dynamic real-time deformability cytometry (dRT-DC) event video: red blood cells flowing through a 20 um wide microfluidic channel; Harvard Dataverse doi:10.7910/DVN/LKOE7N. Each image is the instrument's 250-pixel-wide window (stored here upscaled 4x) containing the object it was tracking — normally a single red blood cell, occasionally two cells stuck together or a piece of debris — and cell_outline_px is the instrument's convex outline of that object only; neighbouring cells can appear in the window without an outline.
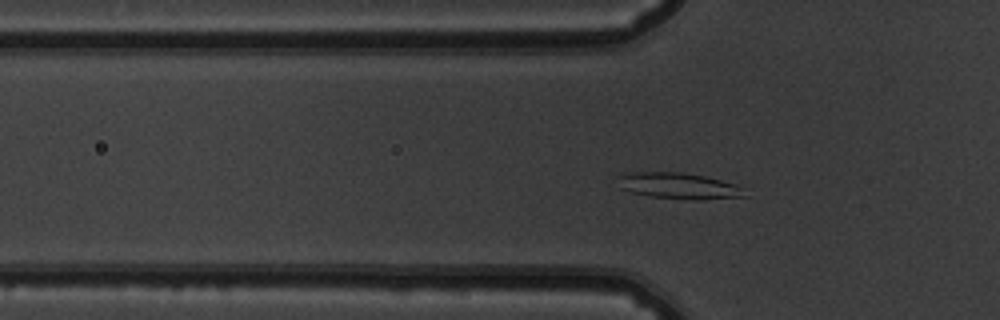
{"species": "common noctule bat (a hibernating species)", "species_latin": "Nyctalus noctula", "temperature_condition": "warm", "stored_images_in_passage": 51, "camera_frame_rate_fps": 3000, "um_per_image_px": 0.085, "animal": {"sex": "male", "body_mass_g": 19.5, "forearm_length_mm": 54.6}, "frame": {"image": 1, "passage_image": 14, "time_ms": 4.333, "image_size_px": [1000, 320], "cell_outline_px": [[752, 196], [700, 200], [696, 200], [648, 196], [632, 192], [620, 188], [616, 176], [624, 172], [684, 172], [704, 176], [736, 184]], "centroid_in_image_um": [57.7, 15.8], "position_along_channel_um": 68.1, "area_um2": 19.65}}
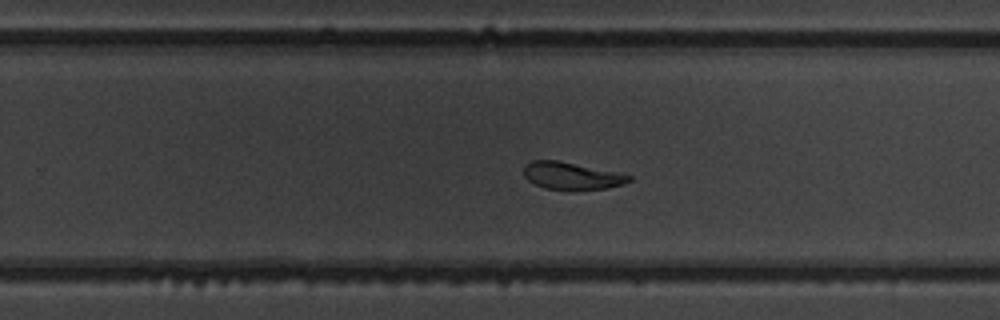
{"frame": {"image": 2, "passage_image": 31, "time_ms": 10.0, "image_size_px": [1000, 320], "cell_outline_px": [[632, 180], [624, 184], [608, 188], [544, 188], [528, 180], [524, 176], [524, 164], [532, 160], [556, 160], [624, 172], [632, 176]], "centroid_in_image_um": [48.65, 14.9], "position_along_channel_um": 281.2, "area_um2": 16.65}}
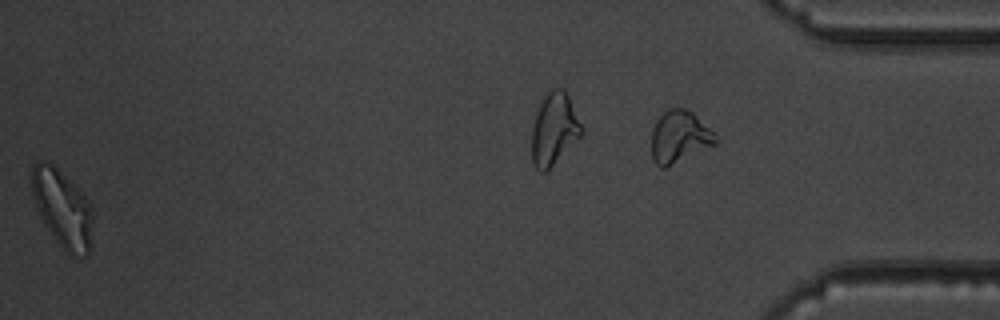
{"frame": {"image": 3, "passage_image": 50, "time_ms": 16.333, "image_size_px": [1000, 320], "cell_outline_px": [[92, 216], [88, 252], [84, 256], [72, 256], [56, 240], [44, 224], [36, 204], [32, 192], [32, 164], [36, 160], [44, 160], [52, 164], [84, 196], [92, 208]], "centroid_in_image_um": [5.27, 17.7], "position_along_channel_um": 429.9, "area_um2": 26.59}, "authors_computed_cell_mechanics": {"area_um2": 19.0162, "velocity_mm_per_s": 3.779, "shape_relaxation_time_tau1_ms": 8.5696, "shape_relaxation_time_tau2_ms": 1.9296, "deformation_change_tau1": 0.1886, "deformation_change_tau2": 0.0598}}